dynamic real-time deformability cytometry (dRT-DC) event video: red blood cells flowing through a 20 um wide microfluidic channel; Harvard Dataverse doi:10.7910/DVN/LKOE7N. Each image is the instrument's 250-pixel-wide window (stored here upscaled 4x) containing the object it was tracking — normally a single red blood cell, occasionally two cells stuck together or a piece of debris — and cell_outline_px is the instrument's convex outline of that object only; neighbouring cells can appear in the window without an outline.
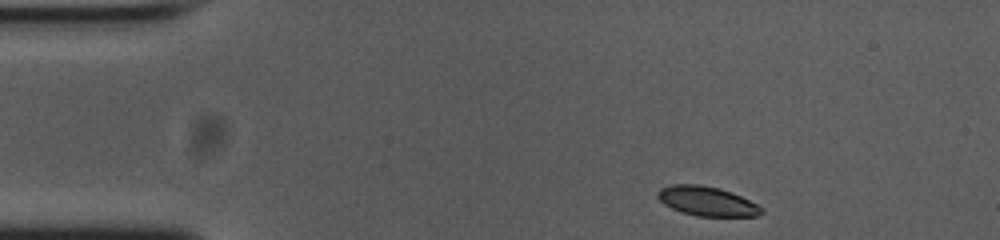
{"species": "common noctule bat (a hibernating species)", "species_latin": "Nyctalus noctula", "temperature_condition": "cold", "stored_images_in_passage": 47, "camera_frame_rate_fps": 3000, "um_per_image_px": 0.085, "animal": {"sex": "female", "body_mass_g": 23.0, "forearm_length_mm": 53.4}, "frame": {"image": 1, "passage_image": 1, "time_ms": 0.0, "image_size_px": [1000, 240], "cell_outline_px": [[764, 212], [756, 216], [696, 216], [680, 212], [664, 204], [656, 196], [656, 192], [660, 188], [672, 184], [700, 184], [720, 188], [732, 192], [764, 208]], "centroid_in_image_um": [60.06, 17.09], "position_along_channel_um": 24.9, "area_um2": 17.92}}
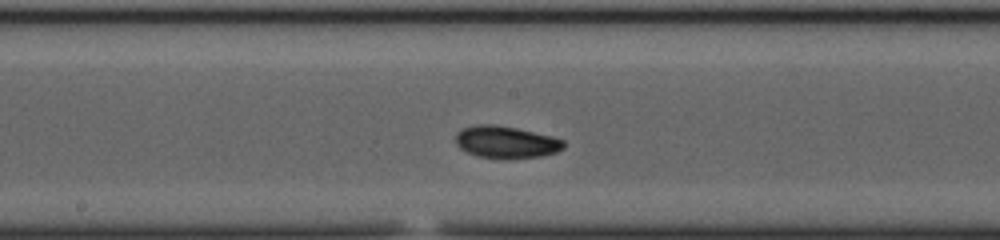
{"frame": {"image": 2, "passage_image": 21, "time_ms": 6.667, "image_size_px": [1000, 240], "cell_outline_px": [[564, 148], [556, 152], [540, 156], [508, 160], [476, 156], [460, 148], [456, 144], [456, 132], [464, 128], [476, 124], [496, 124], [516, 128], [552, 136], [564, 140]], "centroid_in_image_um": [43.01, 12.09], "position_along_channel_um": 205.2, "area_um2": 20.46}}
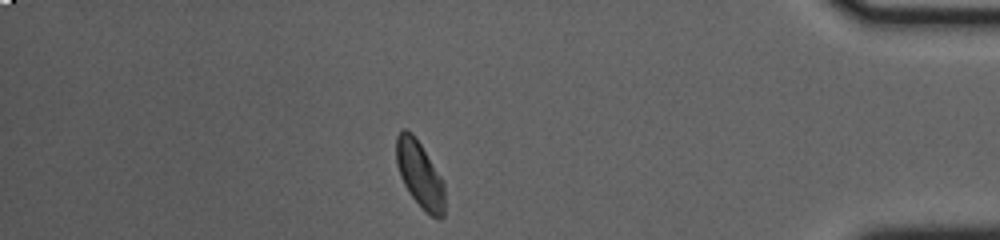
{"frame": {"image": 3, "passage_image": 40, "time_ms": 13.0, "image_size_px": [1000, 240], "cell_outline_px": [[444, 216], [440, 220], [436, 220], [424, 212], [412, 196], [404, 184], [400, 176], [396, 164], [396, 136], [400, 128], [404, 128], [412, 132], [420, 144], [440, 176], [444, 184]], "centroid_in_image_um": [35.67, 14.85], "position_along_channel_um": 399.5, "area_um2": 18.84}, "authors_computed_cell_mechanics": {"area_um2": 19.1318, "velocity_mm_per_s": 3.7206, "shape_relaxation_time_tau1_ms": 4.5199, "shape_relaxation_time_tau2_ms": 4.5874, "deformation_change_tau1": 0.1196, "deformation_change_tau2": 0.0851}}